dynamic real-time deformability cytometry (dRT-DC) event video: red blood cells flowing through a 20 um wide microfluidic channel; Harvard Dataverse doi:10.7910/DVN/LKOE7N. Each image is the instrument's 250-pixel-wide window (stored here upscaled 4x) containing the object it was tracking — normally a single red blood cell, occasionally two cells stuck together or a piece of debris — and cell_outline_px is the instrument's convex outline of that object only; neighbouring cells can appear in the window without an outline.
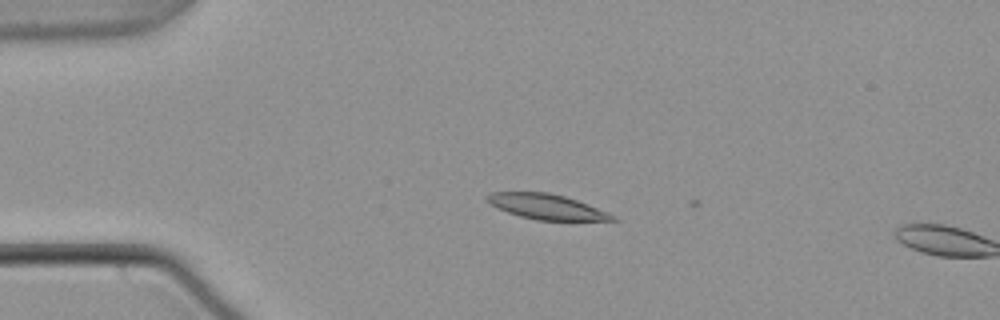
{"species": "common noctule bat (a hibernating species)", "species_latin": "Nyctalus noctula", "temperature_condition": "warm", "stored_images_in_passage": 4, "camera_frame_rate_fps": 3000, "um_per_image_px": 0.085, "animal": {"sex": "male", "body_mass_g": 21.5, "forearm_length_mm": 52.0}, "frame": {"image": 1, "passage_image": 3, "time_ms": 0.667, "image_size_px": [1000, 320], "cell_outline_px": [[620, 220], [536, 220], [520, 216], [508, 212], [492, 204], [488, 200], [488, 196], [492, 192], [548, 192], [564, 196], [576, 200], [616, 216]], "centroid_in_image_um": [46.49, 17.57], "position_along_channel_um": 38.5, "area_um2": 17.86}}